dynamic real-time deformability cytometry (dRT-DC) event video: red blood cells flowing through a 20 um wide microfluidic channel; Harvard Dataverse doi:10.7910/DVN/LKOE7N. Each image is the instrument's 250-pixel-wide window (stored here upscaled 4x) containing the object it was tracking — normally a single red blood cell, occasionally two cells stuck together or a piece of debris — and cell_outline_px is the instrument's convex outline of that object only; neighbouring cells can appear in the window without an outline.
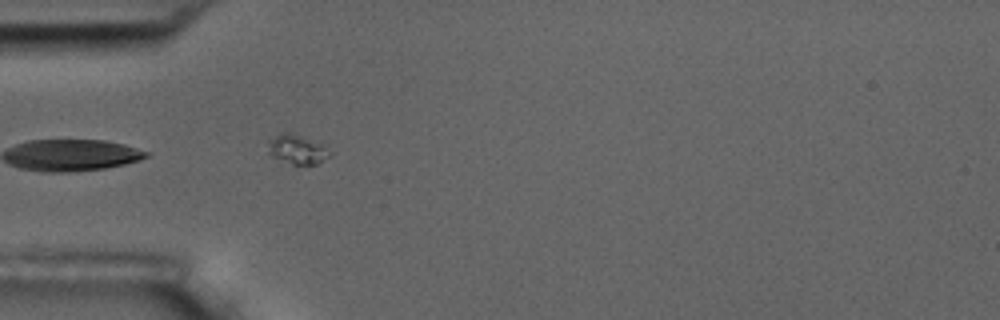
{"species": "common noctule bat (a hibernating species)", "species_latin": "Nyctalus noctula", "temperature_condition": "room temperature", "stored_images_in_passage": 3, "camera_frame_rate_fps": 3000, "um_per_image_px": 0.085, "animal": {"sex": "male", "body_mass_g": 17.5, "forearm_length_mm": 52.3}, "frame": {"image": 1, "passage_image": 3, "time_ms": 2.333, "image_size_px": [1000, 320], "cell_outline_px": [[332, 152], [328, 156], [316, 164], [292, 164], [272, 156], [268, 152], [268, 144], [280, 132], [288, 132], [300, 136], [320, 144]], "centroid_in_image_um": [25.24, 12.7], "position_along_channel_um": 59.8, "area_um2": 10.06}}